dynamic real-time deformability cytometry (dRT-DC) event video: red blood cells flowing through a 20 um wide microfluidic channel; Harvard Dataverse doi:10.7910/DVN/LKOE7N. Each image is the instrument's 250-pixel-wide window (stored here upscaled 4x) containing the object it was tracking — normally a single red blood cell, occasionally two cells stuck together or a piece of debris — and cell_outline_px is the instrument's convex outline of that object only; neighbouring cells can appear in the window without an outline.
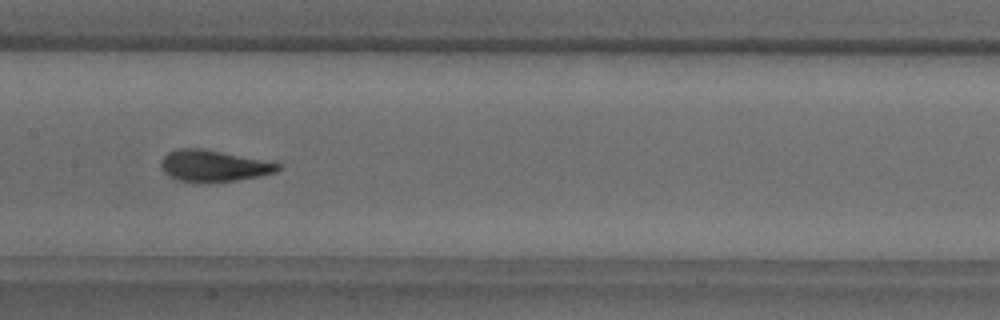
{"species": "common noctule bat (a hibernating species)", "species_latin": "Nyctalus noctula", "temperature_condition": "warm", "stored_images_in_passage": 39, "camera_frame_rate_fps": 3000, "um_per_image_px": 0.085, "animal": {"sex": "male", "body_mass_g": 18.8}, "frame": {"image": 1, "passage_image": 12, "time_ms": 3.667, "image_size_px": [1000, 320], "cell_outline_px": [[280, 168], [276, 172], [260, 176], [236, 180], [200, 184], [176, 180], [168, 176], [160, 168], [160, 160], [168, 152], [176, 148], [200, 148], [280, 164]], "centroid_in_image_um": [18.04, 14.13], "position_along_channel_um": 189.4, "area_um2": 21.5}}
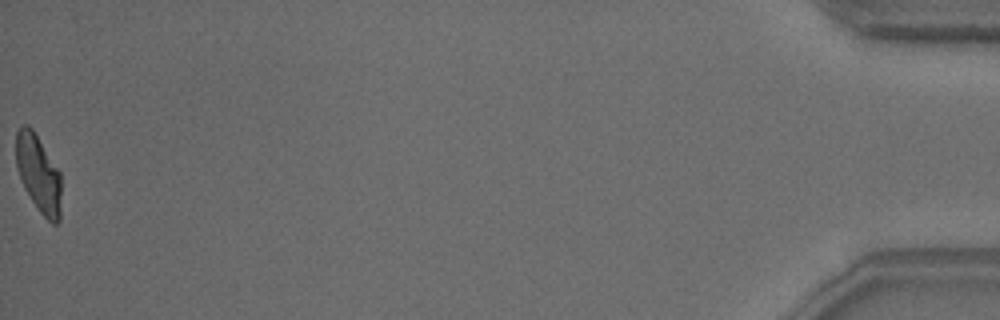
{"frame": {"image": 2, "passage_image": 39, "time_ms": 12.667, "image_size_px": [1000, 320], "cell_outline_px": [[60, 220], [56, 224], [52, 224], [40, 212], [24, 188], [16, 168], [16, 132], [24, 124], [28, 124], [32, 128], [60, 172]], "centroid_in_image_um": [3.26, 14.76], "position_along_channel_um": 431.9, "area_um2": 20.23}, "authors_computed_cell_mechanics": {"area_um2": 21.1548, "velocity_mm_per_s": 3.8413, "shape_relaxation_time_tau1_ms": 2.6649, "shape_relaxation_time_tau2_ms": 0.7625, "deformation_change_tau1": 0.1696, "deformation_change_tau2": 0.066}}